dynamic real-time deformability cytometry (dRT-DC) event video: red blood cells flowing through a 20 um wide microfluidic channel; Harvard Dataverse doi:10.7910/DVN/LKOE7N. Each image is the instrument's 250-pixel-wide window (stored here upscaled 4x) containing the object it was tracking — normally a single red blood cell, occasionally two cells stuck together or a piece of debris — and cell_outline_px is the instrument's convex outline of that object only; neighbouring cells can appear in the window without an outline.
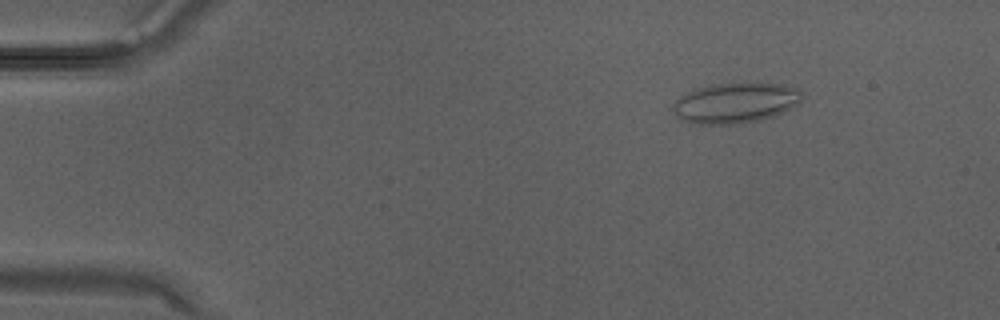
{"species": "Egyptian fruit bat (a non-hibernating species)", "species_latin": "Rousettus aegyptiacus", "temperature_condition": "warm", "stored_images_in_passage": 11, "camera_frame_rate_fps": 3000, "um_per_image_px": 0.085, "animal": {"sex": "male"}, "frame": {"image": 1, "passage_image": 1, "time_ms": 0.0, "image_size_px": [1000, 320], "cell_outline_px": [[804, 92], [800, 100], [792, 108], [772, 116], [740, 124], [692, 124], [680, 120], [676, 116], [672, 108], [672, 104], [680, 96], [688, 92], [712, 84], [780, 84], [800, 88]], "centroid_in_image_um": [62.49, 8.76], "position_along_channel_um": 22.5, "area_um2": 30.17}}
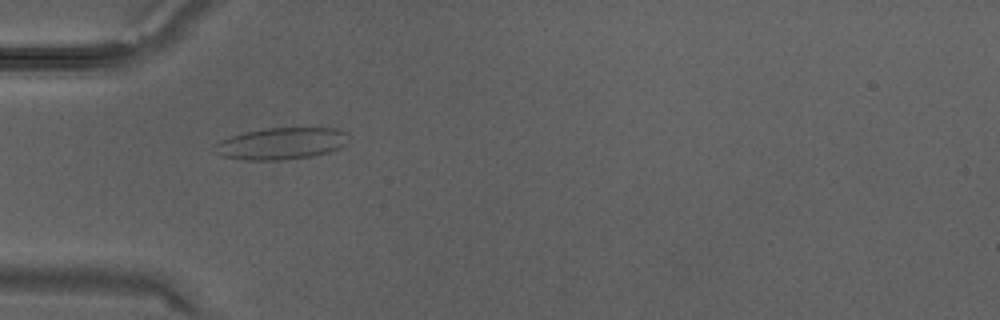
{"frame": {"image": 2, "passage_image": 7, "time_ms": 2.0, "image_size_px": [1000, 320], "cell_outline_px": [[348, 132], [344, 144], [328, 152], [312, 156], [280, 160], [248, 160], [220, 156], [212, 148], [212, 144], [228, 136], [244, 132], [264, 128], [336, 128]], "centroid_in_image_um": [23.81, 12.19], "position_along_channel_um": 61.2, "area_um2": 24.85}}
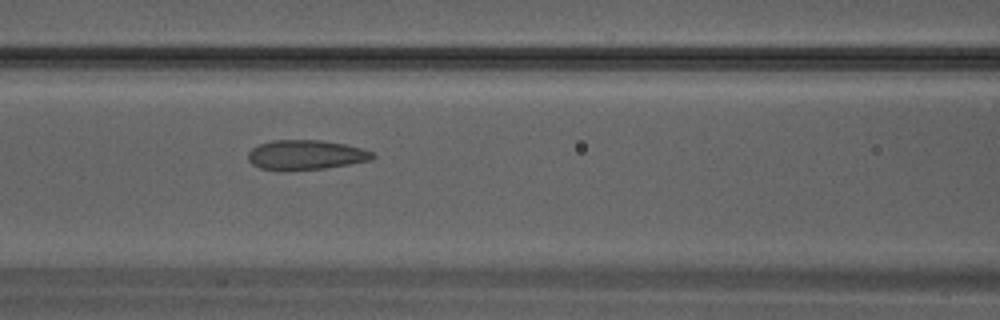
{"frame": {"image": 3, "passage_image": 11, "time_ms": 3.333, "image_size_px": [1000, 320], "cell_outline_px": [[376, 156], [372, 160], [324, 168], [260, 168], [252, 164], [248, 160], [248, 152], [252, 148], [260, 144], [272, 140], [320, 140], [344, 144], [360, 148], [372, 152]], "centroid_in_image_um": [26.01, 13.13], "position_along_channel_um": 140.6, "area_um2": 20.81}}